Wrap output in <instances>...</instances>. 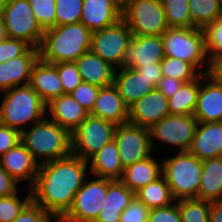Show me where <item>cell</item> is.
<instances>
[{
  "label": "cell",
  "instance_id": "1",
  "mask_svg": "<svg viewBox=\"0 0 222 222\" xmlns=\"http://www.w3.org/2000/svg\"><path fill=\"white\" fill-rule=\"evenodd\" d=\"M88 161L69 155L39 164L32 200L58 222L70 209L76 192L87 176Z\"/></svg>",
  "mask_w": 222,
  "mask_h": 222
},
{
  "label": "cell",
  "instance_id": "2",
  "mask_svg": "<svg viewBox=\"0 0 222 222\" xmlns=\"http://www.w3.org/2000/svg\"><path fill=\"white\" fill-rule=\"evenodd\" d=\"M92 34L80 22L49 28L38 47L39 59L50 64L75 62L90 50Z\"/></svg>",
  "mask_w": 222,
  "mask_h": 222
},
{
  "label": "cell",
  "instance_id": "3",
  "mask_svg": "<svg viewBox=\"0 0 222 222\" xmlns=\"http://www.w3.org/2000/svg\"><path fill=\"white\" fill-rule=\"evenodd\" d=\"M21 142L39 164L62 159L72 154L71 133L56 122L44 118L21 132Z\"/></svg>",
  "mask_w": 222,
  "mask_h": 222
},
{
  "label": "cell",
  "instance_id": "4",
  "mask_svg": "<svg viewBox=\"0 0 222 222\" xmlns=\"http://www.w3.org/2000/svg\"><path fill=\"white\" fill-rule=\"evenodd\" d=\"M5 92L0 105V124L22 132L46 117V104L29 84L12 87ZM23 127V128H22Z\"/></svg>",
  "mask_w": 222,
  "mask_h": 222
},
{
  "label": "cell",
  "instance_id": "5",
  "mask_svg": "<svg viewBox=\"0 0 222 222\" xmlns=\"http://www.w3.org/2000/svg\"><path fill=\"white\" fill-rule=\"evenodd\" d=\"M177 154L161 162L162 176L176 201L197 198L202 174V160L189 151L177 152Z\"/></svg>",
  "mask_w": 222,
  "mask_h": 222
},
{
  "label": "cell",
  "instance_id": "6",
  "mask_svg": "<svg viewBox=\"0 0 222 222\" xmlns=\"http://www.w3.org/2000/svg\"><path fill=\"white\" fill-rule=\"evenodd\" d=\"M165 56H171L191 63L198 72L201 67L205 74L210 71L211 63L207 61L206 36L204 29L193 27H169L163 34ZM200 67V68H199Z\"/></svg>",
  "mask_w": 222,
  "mask_h": 222
},
{
  "label": "cell",
  "instance_id": "7",
  "mask_svg": "<svg viewBox=\"0 0 222 222\" xmlns=\"http://www.w3.org/2000/svg\"><path fill=\"white\" fill-rule=\"evenodd\" d=\"M121 19L132 35L162 36L169 28L161 0H122Z\"/></svg>",
  "mask_w": 222,
  "mask_h": 222
},
{
  "label": "cell",
  "instance_id": "8",
  "mask_svg": "<svg viewBox=\"0 0 222 222\" xmlns=\"http://www.w3.org/2000/svg\"><path fill=\"white\" fill-rule=\"evenodd\" d=\"M117 125L88 115L71 133L72 155L89 161L104 145L114 140Z\"/></svg>",
  "mask_w": 222,
  "mask_h": 222
},
{
  "label": "cell",
  "instance_id": "9",
  "mask_svg": "<svg viewBox=\"0 0 222 222\" xmlns=\"http://www.w3.org/2000/svg\"><path fill=\"white\" fill-rule=\"evenodd\" d=\"M3 20L9 38L24 40L38 49L44 30L37 22L28 0H7Z\"/></svg>",
  "mask_w": 222,
  "mask_h": 222
},
{
  "label": "cell",
  "instance_id": "10",
  "mask_svg": "<svg viewBox=\"0 0 222 222\" xmlns=\"http://www.w3.org/2000/svg\"><path fill=\"white\" fill-rule=\"evenodd\" d=\"M107 196V178L85 180L68 212L58 222H94Z\"/></svg>",
  "mask_w": 222,
  "mask_h": 222
},
{
  "label": "cell",
  "instance_id": "11",
  "mask_svg": "<svg viewBox=\"0 0 222 222\" xmlns=\"http://www.w3.org/2000/svg\"><path fill=\"white\" fill-rule=\"evenodd\" d=\"M114 140L123 169L151 156L150 129L132 123L117 125Z\"/></svg>",
  "mask_w": 222,
  "mask_h": 222
},
{
  "label": "cell",
  "instance_id": "12",
  "mask_svg": "<svg viewBox=\"0 0 222 222\" xmlns=\"http://www.w3.org/2000/svg\"><path fill=\"white\" fill-rule=\"evenodd\" d=\"M198 121L193 115H168L150 128L151 144L160 140L165 144L179 147V152H187L193 142Z\"/></svg>",
  "mask_w": 222,
  "mask_h": 222
},
{
  "label": "cell",
  "instance_id": "13",
  "mask_svg": "<svg viewBox=\"0 0 222 222\" xmlns=\"http://www.w3.org/2000/svg\"><path fill=\"white\" fill-rule=\"evenodd\" d=\"M132 36L127 24L120 19L114 25L93 32L90 50L117 68Z\"/></svg>",
  "mask_w": 222,
  "mask_h": 222
},
{
  "label": "cell",
  "instance_id": "14",
  "mask_svg": "<svg viewBox=\"0 0 222 222\" xmlns=\"http://www.w3.org/2000/svg\"><path fill=\"white\" fill-rule=\"evenodd\" d=\"M164 58V44L161 36L133 35L116 69H136L140 66L160 64Z\"/></svg>",
  "mask_w": 222,
  "mask_h": 222
},
{
  "label": "cell",
  "instance_id": "15",
  "mask_svg": "<svg viewBox=\"0 0 222 222\" xmlns=\"http://www.w3.org/2000/svg\"><path fill=\"white\" fill-rule=\"evenodd\" d=\"M168 115V98L157 88L128 108V122L147 129Z\"/></svg>",
  "mask_w": 222,
  "mask_h": 222
},
{
  "label": "cell",
  "instance_id": "16",
  "mask_svg": "<svg viewBox=\"0 0 222 222\" xmlns=\"http://www.w3.org/2000/svg\"><path fill=\"white\" fill-rule=\"evenodd\" d=\"M205 80L209 82L204 84ZM193 116L198 122H222V84L209 74L199 76V94Z\"/></svg>",
  "mask_w": 222,
  "mask_h": 222
},
{
  "label": "cell",
  "instance_id": "17",
  "mask_svg": "<svg viewBox=\"0 0 222 222\" xmlns=\"http://www.w3.org/2000/svg\"><path fill=\"white\" fill-rule=\"evenodd\" d=\"M122 0H83L80 23L92 33L121 19Z\"/></svg>",
  "mask_w": 222,
  "mask_h": 222
},
{
  "label": "cell",
  "instance_id": "18",
  "mask_svg": "<svg viewBox=\"0 0 222 222\" xmlns=\"http://www.w3.org/2000/svg\"><path fill=\"white\" fill-rule=\"evenodd\" d=\"M39 59L37 48L29 47L21 56L0 64V91L30 83L33 65Z\"/></svg>",
  "mask_w": 222,
  "mask_h": 222
},
{
  "label": "cell",
  "instance_id": "19",
  "mask_svg": "<svg viewBox=\"0 0 222 222\" xmlns=\"http://www.w3.org/2000/svg\"><path fill=\"white\" fill-rule=\"evenodd\" d=\"M0 165L17 182L27 179L28 188L34 185L39 163L33 159L22 142H19L0 157Z\"/></svg>",
  "mask_w": 222,
  "mask_h": 222
},
{
  "label": "cell",
  "instance_id": "20",
  "mask_svg": "<svg viewBox=\"0 0 222 222\" xmlns=\"http://www.w3.org/2000/svg\"><path fill=\"white\" fill-rule=\"evenodd\" d=\"M49 120L72 133L89 115V113L71 96L63 94L46 104ZM51 117V118H50Z\"/></svg>",
  "mask_w": 222,
  "mask_h": 222
},
{
  "label": "cell",
  "instance_id": "21",
  "mask_svg": "<svg viewBox=\"0 0 222 222\" xmlns=\"http://www.w3.org/2000/svg\"><path fill=\"white\" fill-rule=\"evenodd\" d=\"M89 114L116 125L128 122V107L114 84L99 88L94 106Z\"/></svg>",
  "mask_w": 222,
  "mask_h": 222
},
{
  "label": "cell",
  "instance_id": "22",
  "mask_svg": "<svg viewBox=\"0 0 222 222\" xmlns=\"http://www.w3.org/2000/svg\"><path fill=\"white\" fill-rule=\"evenodd\" d=\"M189 152L200 160L222 156V122H199Z\"/></svg>",
  "mask_w": 222,
  "mask_h": 222
},
{
  "label": "cell",
  "instance_id": "23",
  "mask_svg": "<svg viewBox=\"0 0 222 222\" xmlns=\"http://www.w3.org/2000/svg\"><path fill=\"white\" fill-rule=\"evenodd\" d=\"M29 85L45 104L63 95V86L57 68L40 59L33 65Z\"/></svg>",
  "mask_w": 222,
  "mask_h": 222
},
{
  "label": "cell",
  "instance_id": "24",
  "mask_svg": "<svg viewBox=\"0 0 222 222\" xmlns=\"http://www.w3.org/2000/svg\"><path fill=\"white\" fill-rule=\"evenodd\" d=\"M75 63L82 82H87L100 88L114 84L116 68L91 50L82 54Z\"/></svg>",
  "mask_w": 222,
  "mask_h": 222
},
{
  "label": "cell",
  "instance_id": "25",
  "mask_svg": "<svg viewBox=\"0 0 222 222\" xmlns=\"http://www.w3.org/2000/svg\"><path fill=\"white\" fill-rule=\"evenodd\" d=\"M114 85L128 108L156 88L152 84V80L147 79L131 68L119 69V72L116 69Z\"/></svg>",
  "mask_w": 222,
  "mask_h": 222
},
{
  "label": "cell",
  "instance_id": "26",
  "mask_svg": "<svg viewBox=\"0 0 222 222\" xmlns=\"http://www.w3.org/2000/svg\"><path fill=\"white\" fill-rule=\"evenodd\" d=\"M135 193L120 180L107 179V196L94 222H119L122 212L134 199Z\"/></svg>",
  "mask_w": 222,
  "mask_h": 222
},
{
  "label": "cell",
  "instance_id": "27",
  "mask_svg": "<svg viewBox=\"0 0 222 222\" xmlns=\"http://www.w3.org/2000/svg\"><path fill=\"white\" fill-rule=\"evenodd\" d=\"M90 172L92 175L111 180H120L123 175L120 155L116 141L104 145L93 157L89 159Z\"/></svg>",
  "mask_w": 222,
  "mask_h": 222
},
{
  "label": "cell",
  "instance_id": "28",
  "mask_svg": "<svg viewBox=\"0 0 222 222\" xmlns=\"http://www.w3.org/2000/svg\"><path fill=\"white\" fill-rule=\"evenodd\" d=\"M162 176V164L152 156L124 169L120 181L134 193Z\"/></svg>",
  "mask_w": 222,
  "mask_h": 222
},
{
  "label": "cell",
  "instance_id": "29",
  "mask_svg": "<svg viewBox=\"0 0 222 222\" xmlns=\"http://www.w3.org/2000/svg\"><path fill=\"white\" fill-rule=\"evenodd\" d=\"M197 199L222 201V156L202 161V174Z\"/></svg>",
  "mask_w": 222,
  "mask_h": 222
},
{
  "label": "cell",
  "instance_id": "30",
  "mask_svg": "<svg viewBox=\"0 0 222 222\" xmlns=\"http://www.w3.org/2000/svg\"><path fill=\"white\" fill-rule=\"evenodd\" d=\"M199 94V77L184 83L173 96L168 98L169 115H193Z\"/></svg>",
  "mask_w": 222,
  "mask_h": 222
},
{
  "label": "cell",
  "instance_id": "31",
  "mask_svg": "<svg viewBox=\"0 0 222 222\" xmlns=\"http://www.w3.org/2000/svg\"><path fill=\"white\" fill-rule=\"evenodd\" d=\"M135 197L149 209L165 207L176 201L163 176L139 189Z\"/></svg>",
  "mask_w": 222,
  "mask_h": 222
},
{
  "label": "cell",
  "instance_id": "32",
  "mask_svg": "<svg viewBox=\"0 0 222 222\" xmlns=\"http://www.w3.org/2000/svg\"><path fill=\"white\" fill-rule=\"evenodd\" d=\"M192 27L205 29L222 14L219 0H188Z\"/></svg>",
  "mask_w": 222,
  "mask_h": 222
},
{
  "label": "cell",
  "instance_id": "33",
  "mask_svg": "<svg viewBox=\"0 0 222 222\" xmlns=\"http://www.w3.org/2000/svg\"><path fill=\"white\" fill-rule=\"evenodd\" d=\"M160 66L163 77L175 78L184 83L191 82L205 73L204 70L198 72L191 63L171 56H165Z\"/></svg>",
  "mask_w": 222,
  "mask_h": 222
},
{
  "label": "cell",
  "instance_id": "34",
  "mask_svg": "<svg viewBox=\"0 0 222 222\" xmlns=\"http://www.w3.org/2000/svg\"><path fill=\"white\" fill-rule=\"evenodd\" d=\"M182 222H209L210 202L197 198L177 200Z\"/></svg>",
  "mask_w": 222,
  "mask_h": 222
},
{
  "label": "cell",
  "instance_id": "35",
  "mask_svg": "<svg viewBox=\"0 0 222 222\" xmlns=\"http://www.w3.org/2000/svg\"><path fill=\"white\" fill-rule=\"evenodd\" d=\"M169 27H192L188 0H161Z\"/></svg>",
  "mask_w": 222,
  "mask_h": 222
},
{
  "label": "cell",
  "instance_id": "36",
  "mask_svg": "<svg viewBox=\"0 0 222 222\" xmlns=\"http://www.w3.org/2000/svg\"><path fill=\"white\" fill-rule=\"evenodd\" d=\"M83 0H55V26L80 22Z\"/></svg>",
  "mask_w": 222,
  "mask_h": 222
},
{
  "label": "cell",
  "instance_id": "37",
  "mask_svg": "<svg viewBox=\"0 0 222 222\" xmlns=\"http://www.w3.org/2000/svg\"><path fill=\"white\" fill-rule=\"evenodd\" d=\"M25 200L18 197V193L0 197V222H13L25 206L32 200L31 188Z\"/></svg>",
  "mask_w": 222,
  "mask_h": 222
},
{
  "label": "cell",
  "instance_id": "38",
  "mask_svg": "<svg viewBox=\"0 0 222 222\" xmlns=\"http://www.w3.org/2000/svg\"><path fill=\"white\" fill-rule=\"evenodd\" d=\"M206 50L211 63L222 57V14L205 29Z\"/></svg>",
  "mask_w": 222,
  "mask_h": 222
},
{
  "label": "cell",
  "instance_id": "39",
  "mask_svg": "<svg viewBox=\"0 0 222 222\" xmlns=\"http://www.w3.org/2000/svg\"><path fill=\"white\" fill-rule=\"evenodd\" d=\"M28 2L44 31L55 26V0H28Z\"/></svg>",
  "mask_w": 222,
  "mask_h": 222
},
{
  "label": "cell",
  "instance_id": "40",
  "mask_svg": "<svg viewBox=\"0 0 222 222\" xmlns=\"http://www.w3.org/2000/svg\"><path fill=\"white\" fill-rule=\"evenodd\" d=\"M57 68L63 86V94H70L81 82V76L75 62L53 64Z\"/></svg>",
  "mask_w": 222,
  "mask_h": 222
},
{
  "label": "cell",
  "instance_id": "41",
  "mask_svg": "<svg viewBox=\"0 0 222 222\" xmlns=\"http://www.w3.org/2000/svg\"><path fill=\"white\" fill-rule=\"evenodd\" d=\"M98 86L81 82L70 94L88 112L92 111L99 91Z\"/></svg>",
  "mask_w": 222,
  "mask_h": 222
},
{
  "label": "cell",
  "instance_id": "42",
  "mask_svg": "<svg viewBox=\"0 0 222 222\" xmlns=\"http://www.w3.org/2000/svg\"><path fill=\"white\" fill-rule=\"evenodd\" d=\"M55 220L46 210L31 200L13 222H51Z\"/></svg>",
  "mask_w": 222,
  "mask_h": 222
},
{
  "label": "cell",
  "instance_id": "43",
  "mask_svg": "<svg viewBox=\"0 0 222 222\" xmlns=\"http://www.w3.org/2000/svg\"><path fill=\"white\" fill-rule=\"evenodd\" d=\"M30 45L24 40L7 38L0 42V64L21 56Z\"/></svg>",
  "mask_w": 222,
  "mask_h": 222
},
{
  "label": "cell",
  "instance_id": "44",
  "mask_svg": "<svg viewBox=\"0 0 222 222\" xmlns=\"http://www.w3.org/2000/svg\"><path fill=\"white\" fill-rule=\"evenodd\" d=\"M150 209L136 197L122 212L119 222H147Z\"/></svg>",
  "mask_w": 222,
  "mask_h": 222
},
{
  "label": "cell",
  "instance_id": "45",
  "mask_svg": "<svg viewBox=\"0 0 222 222\" xmlns=\"http://www.w3.org/2000/svg\"><path fill=\"white\" fill-rule=\"evenodd\" d=\"M147 222H182L176 201L165 207L150 209Z\"/></svg>",
  "mask_w": 222,
  "mask_h": 222
},
{
  "label": "cell",
  "instance_id": "46",
  "mask_svg": "<svg viewBox=\"0 0 222 222\" xmlns=\"http://www.w3.org/2000/svg\"><path fill=\"white\" fill-rule=\"evenodd\" d=\"M21 142V132L0 124V157Z\"/></svg>",
  "mask_w": 222,
  "mask_h": 222
},
{
  "label": "cell",
  "instance_id": "47",
  "mask_svg": "<svg viewBox=\"0 0 222 222\" xmlns=\"http://www.w3.org/2000/svg\"><path fill=\"white\" fill-rule=\"evenodd\" d=\"M17 182L0 165V197L9 196L17 193Z\"/></svg>",
  "mask_w": 222,
  "mask_h": 222
},
{
  "label": "cell",
  "instance_id": "48",
  "mask_svg": "<svg viewBox=\"0 0 222 222\" xmlns=\"http://www.w3.org/2000/svg\"><path fill=\"white\" fill-rule=\"evenodd\" d=\"M183 84L184 82L178 79L162 77L156 88L160 90L167 98H170Z\"/></svg>",
  "mask_w": 222,
  "mask_h": 222
},
{
  "label": "cell",
  "instance_id": "49",
  "mask_svg": "<svg viewBox=\"0 0 222 222\" xmlns=\"http://www.w3.org/2000/svg\"><path fill=\"white\" fill-rule=\"evenodd\" d=\"M139 74L143 75L156 87L158 82L162 79V70L160 64H151L148 66H140L135 69Z\"/></svg>",
  "mask_w": 222,
  "mask_h": 222
},
{
  "label": "cell",
  "instance_id": "50",
  "mask_svg": "<svg viewBox=\"0 0 222 222\" xmlns=\"http://www.w3.org/2000/svg\"><path fill=\"white\" fill-rule=\"evenodd\" d=\"M209 222H222V201L210 202Z\"/></svg>",
  "mask_w": 222,
  "mask_h": 222
},
{
  "label": "cell",
  "instance_id": "51",
  "mask_svg": "<svg viewBox=\"0 0 222 222\" xmlns=\"http://www.w3.org/2000/svg\"><path fill=\"white\" fill-rule=\"evenodd\" d=\"M208 74L211 75L218 83L222 84V57L211 62Z\"/></svg>",
  "mask_w": 222,
  "mask_h": 222
},
{
  "label": "cell",
  "instance_id": "52",
  "mask_svg": "<svg viewBox=\"0 0 222 222\" xmlns=\"http://www.w3.org/2000/svg\"><path fill=\"white\" fill-rule=\"evenodd\" d=\"M8 38L7 29L3 18H0V42Z\"/></svg>",
  "mask_w": 222,
  "mask_h": 222
},
{
  "label": "cell",
  "instance_id": "53",
  "mask_svg": "<svg viewBox=\"0 0 222 222\" xmlns=\"http://www.w3.org/2000/svg\"><path fill=\"white\" fill-rule=\"evenodd\" d=\"M7 0H0V18H3V12Z\"/></svg>",
  "mask_w": 222,
  "mask_h": 222
}]
</instances>
